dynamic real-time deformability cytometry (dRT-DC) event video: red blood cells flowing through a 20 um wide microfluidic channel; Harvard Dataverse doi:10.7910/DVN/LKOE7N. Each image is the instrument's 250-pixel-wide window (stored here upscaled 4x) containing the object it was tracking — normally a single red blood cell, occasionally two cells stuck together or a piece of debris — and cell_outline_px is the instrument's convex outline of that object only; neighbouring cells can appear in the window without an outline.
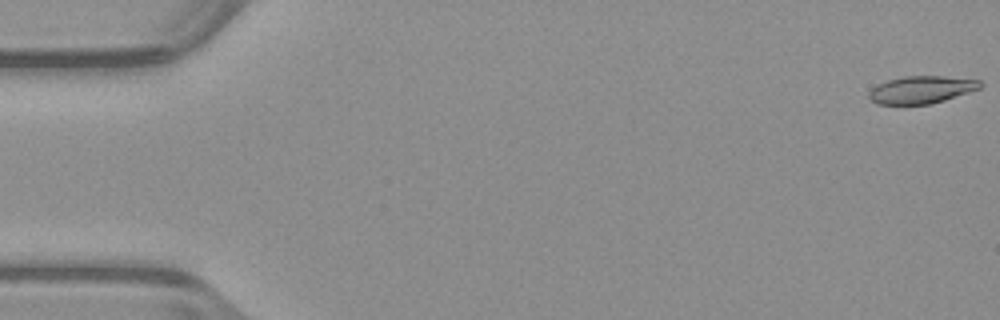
{"species": "common noctule bat (a hibernating species)", "species_latin": "Nyctalus noctula", "temperature_condition": "warm", "stored_images_in_passage": 53, "camera_frame_rate_fps": 3000, "um_per_image_px": 0.085, "animal": {"sex": "male", "body_mass_g": 23.1, "forearm_length_mm": 52.7}, "frame": {"image": 1, "passage_image": 1, "time_ms": 0.0, "image_size_px": [1000, 320], "cell_outline_px": [[984, 84], [980, 88], [944, 100], [928, 104], [876, 104], [868, 96], [868, 92], [872, 88], [888, 80], [904, 76], [944, 76], [980, 80]], "centroid_in_image_um": [78.32, 7.62], "position_along_channel_um": 6.7, "area_um2": 17.63}}
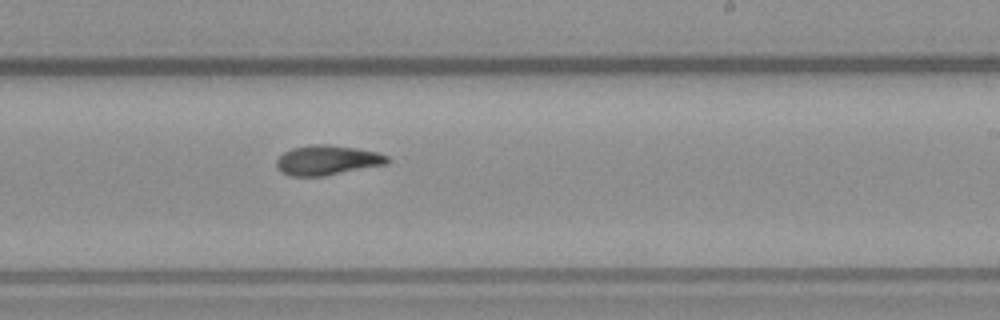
{"frame": {"image": 2, "passage_image": 32, "time_ms": 10.333, "image_size_px": [1000, 320], "cell_outline_px": [[392, 160], [388, 164], [324, 176], [288, 176], [280, 172], [276, 164], [276, 160], [284, 152], [292, 148], [312, 144], [328, 144], [356, 148], [376, 152], [388, 156]], "centroid_in_image_um": [27.83, 13.62], "position_along_channel_um": 261.2, "area_um2": 19.42}}
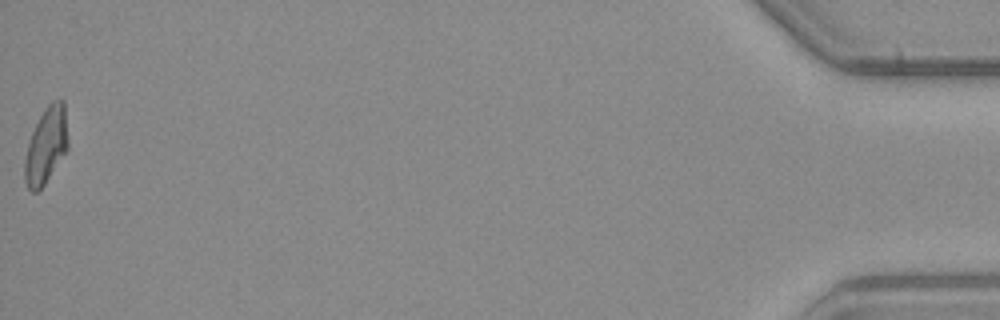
{"frame": {"image": 3, "passage_image": 53, "time_ms": 17.333, "image_size_px": [1000, 320], "cell_outline_px": [[68, 148], [44, 184], [36, 192], [32, 192], [28, 188], [24, 180], [24, 160], [28, 144], [32, 132], [44, 108], [52, 100], [64, 100], [68, 144]], "centroid_in_image_um": [3.91, 12.36], "position_along_channel_um": 431.3, "area_um2": 19.02}, "authors_computed_cell_mechanics": {"area_um2": 18.9584, "velocity_mm_per_s": 3.9547, "shape_relaxation_time_tau1_ms": 6.013, "shape_relaxation_time_tau2_ms": 5.3831, "deformation_change_tau1": 0.2115, "deformation_change_tau2": 0.1159}}